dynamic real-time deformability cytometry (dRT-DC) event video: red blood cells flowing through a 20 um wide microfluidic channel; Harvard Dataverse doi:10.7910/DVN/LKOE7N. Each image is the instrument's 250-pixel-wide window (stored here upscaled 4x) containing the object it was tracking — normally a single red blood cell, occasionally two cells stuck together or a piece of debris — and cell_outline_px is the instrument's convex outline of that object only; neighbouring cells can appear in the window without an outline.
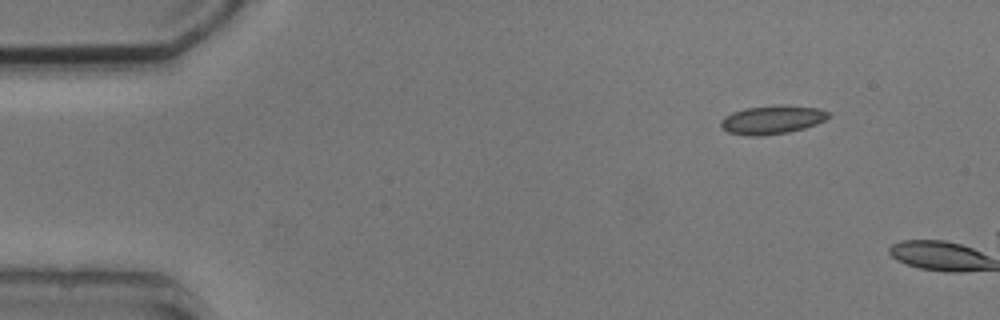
{"species": "common noctule bat (a hibernating species)", "species_latin": "Nyctalus noctula", "temperature_condition": "cold", "stored_images_in_passage": 3, "camera_frame_rate_fps": 3000, "um_per_image_px": 0.085, "animal": {"sex": "male", "body_mass_g": 20.5, "forearm_length_mm": 52.5}, "frame": {"image": 1, "passage_image": 1, "time_ms": 0.0, "image_size_px": [1000, 320], "cell_outline_px": [[832, 116], [816, 124], [804, 128], [788, 132], [760, 136], [748, 136], [728, 132], [720, 124], [720, 120], [724, 116], [732, 112], [744, 108], [820, 108], [828, 112]], "centroid_in_image_um": [65.59, 10.23], "position_along_channel_um": 19.4, "area_um2": 16.99}}